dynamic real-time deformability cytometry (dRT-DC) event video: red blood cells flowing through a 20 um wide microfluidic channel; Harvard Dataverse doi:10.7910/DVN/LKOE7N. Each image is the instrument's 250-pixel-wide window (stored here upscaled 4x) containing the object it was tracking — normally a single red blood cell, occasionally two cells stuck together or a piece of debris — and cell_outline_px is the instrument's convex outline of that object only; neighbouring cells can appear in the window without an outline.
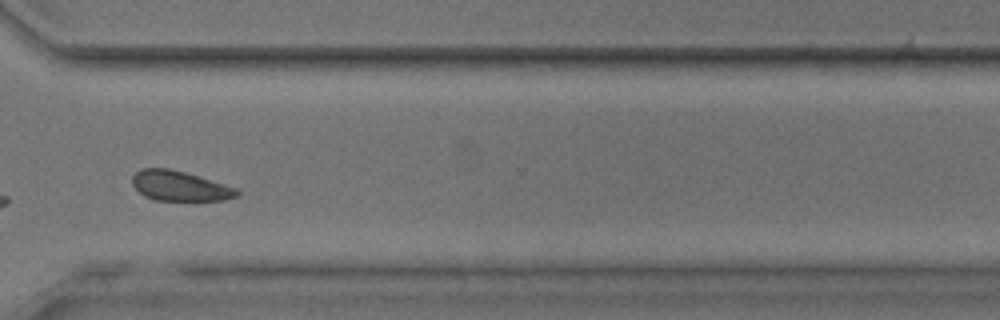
{"species": "common noctule bat (a hibernating species)", "species_latin": "Nyctalus noctula", "temperature_condition": "room temperature", "stored_images_in_passage": 30, "camera_frame_rate_fps": 3000, "um_per_image_px": 0.085, "animal": {"sex": "male", "body_mass_g": 17.9, "forearm_length_mm": 54.2}, "frame": {"image": 1, "passage_image": 26, "time_ms": 8.333, "image_size_px": [1000, 320], "cell_outline_px": [[240, 192], [236, 196], [224, 200], [156, 200], [144, 196], [132, 184], [132, 176], [140, 168], [168, 168], [200, 176], [236, 188]], "centroid_in_image_um": [15.26, 15.8], "position_along_channel_um": 355.3, "area_um2": 18.15}}